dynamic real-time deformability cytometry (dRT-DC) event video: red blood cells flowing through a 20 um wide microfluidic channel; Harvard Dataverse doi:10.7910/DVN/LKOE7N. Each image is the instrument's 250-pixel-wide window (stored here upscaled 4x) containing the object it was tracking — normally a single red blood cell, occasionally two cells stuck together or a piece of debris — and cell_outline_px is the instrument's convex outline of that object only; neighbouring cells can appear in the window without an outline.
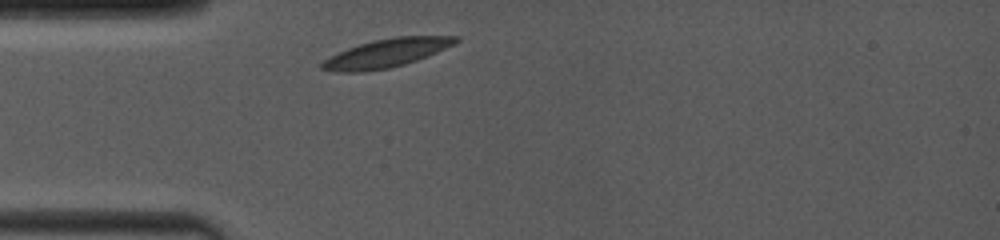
{"species": "common noctule bat (a hibernating species)", "species_latin": "Nyctalus noctula", "temperature_condition": "room temperature", "stored_images_in_passage": 1, "camera_frame_rate_fps": 4000, "um_per_image_px": 0.085, "animal": {"sex": "female", "body_mass_g": 19.0, "forearm_length_mm": 53.3}, "frame": {"image": 1, "passage_image": 1, "time_ms": 0.0, "image_size_px": [1000, 240], "cell_outline_px": [[460, 40], [436, 52], [416, 60], [404, 64], [388, 68], [364, 72], [336, 72], [320, 68], [320, 64], [324, 60], [348, 48], [372, 40], [396, 36], [460, 36]], "centroid_in_image_um": [32.83, 4.51], "position_along_channel_um": 52.2, "area_um2": 21.85}}